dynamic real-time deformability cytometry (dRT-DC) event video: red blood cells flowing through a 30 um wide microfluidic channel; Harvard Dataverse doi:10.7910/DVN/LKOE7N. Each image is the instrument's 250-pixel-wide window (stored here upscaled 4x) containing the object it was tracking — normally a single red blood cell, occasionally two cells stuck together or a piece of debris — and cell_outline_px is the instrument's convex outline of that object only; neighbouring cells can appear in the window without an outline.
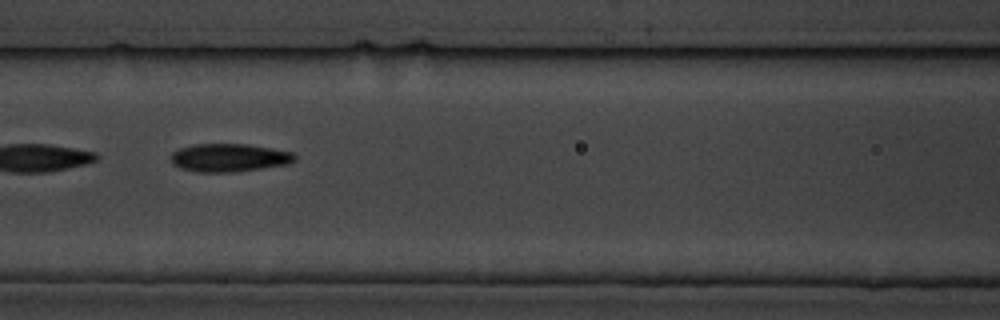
{"species": "common noctule bat (a hibernating species)", "species_latin": "Nyctalus noctula", "temperature_condition": "cold", "stored_images_in_passage": 5, "camera_frame_rate_fps": 3000, "um_per_image_px": 0.085, "animal": {"sex": "male", "body_mass_g": 19.5, "forearm_length_mm": 54.6}, "frame": {"image": 1, "passage_image": 3, "time_ms": 2.667, "image_size_px": [1000, 320], "cell_outline_px": [[296, 160], [288, 164], [232, 172], [196, 172], [180, 168], [172, 164], [172, 152], [180, 148], [192, 144], [248, 144], [272, 148], [292, 152], [296, 156]], "centroid_in_image_um": [19.47, 13.4], "position_along_channel_um": 147.1, "area_um2": 20.29}}